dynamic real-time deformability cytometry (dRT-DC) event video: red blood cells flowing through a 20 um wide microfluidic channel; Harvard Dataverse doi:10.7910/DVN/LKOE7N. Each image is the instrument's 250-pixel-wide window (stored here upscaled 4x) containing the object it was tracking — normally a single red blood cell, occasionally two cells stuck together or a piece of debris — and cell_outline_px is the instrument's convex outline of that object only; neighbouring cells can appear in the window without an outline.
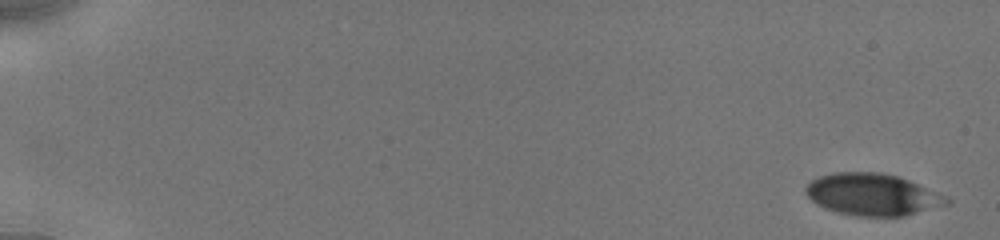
{"species": "human", "species_latin": "Homo sapiens", "temperature_condition": "cold", "stored_images_in_passage": 14, "camera_frame_rate_fps": 3000, "um_per_image_px": 0.085, "donor": {"sex": "male"}, "frame": {"image": 1, "passage_image": 1, "time_ms": 0.0, "image_size_px": [1000, 240], "cell_outline_px": [[952, 200], [948, 204], [904, 216], [856, 216], [836, 212], [824, 208], [816, 204], [804, 192], [804, 188], [812, 180], [820, 176], [832, 172], [880, 172], [896, 176], [908, 180], [948, 196]], "centroid_in_image_um": [74.15, 16.54], "position_along_channel_um": 10.9, "area_um2": 34.45}}
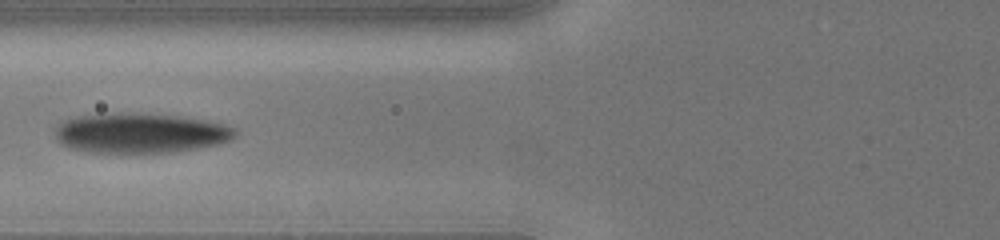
{"frame": {"image": 2, "passage_image": 10, "time_ms": 7.333, "image_size_px": [1000, 240], "cell_outline_px": [[236, 136], [232, 140], [216, 144], [196, 148], [172, 152], [88, 152], [68, 148], [60, 144], [56, 140], [52, 128], [64, 120], [76, 116], [120, 112], [124, 112], [180, 116], [204, 120], [224, 124], [236, 128]], "centroid_in_image_um": [11.86, 11.3], "position_along_channel_um": 113.9, "area_um2": 42.25}}
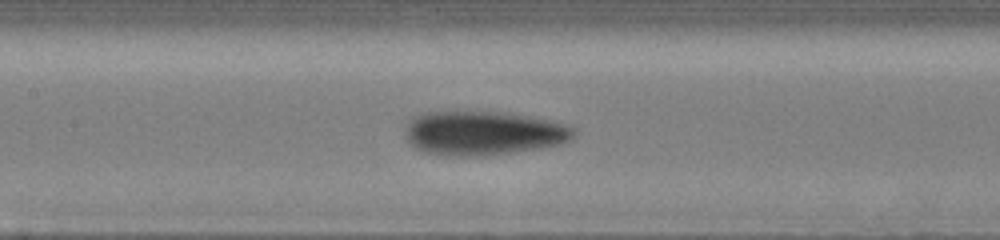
{"frame": {"image": 3, "passage_image": 14, "time_ms": 8.667, "image_size_px": [1000, 240], "cell_outline_px": [[576, 136], [572, 140], [560, 144], [540, 148], [484, 156], [448, 156], [424, 152], [416, 148], [408, 140], [404, 128], [408, 120], [412, 116], [424, 112], [508, 112], [532, 116], [552, 120], [576, 128]], "centroid_in_image_um": [41.11, 11.31], "position_along_channel_um": 166.3, "area_um2": 43.87}}